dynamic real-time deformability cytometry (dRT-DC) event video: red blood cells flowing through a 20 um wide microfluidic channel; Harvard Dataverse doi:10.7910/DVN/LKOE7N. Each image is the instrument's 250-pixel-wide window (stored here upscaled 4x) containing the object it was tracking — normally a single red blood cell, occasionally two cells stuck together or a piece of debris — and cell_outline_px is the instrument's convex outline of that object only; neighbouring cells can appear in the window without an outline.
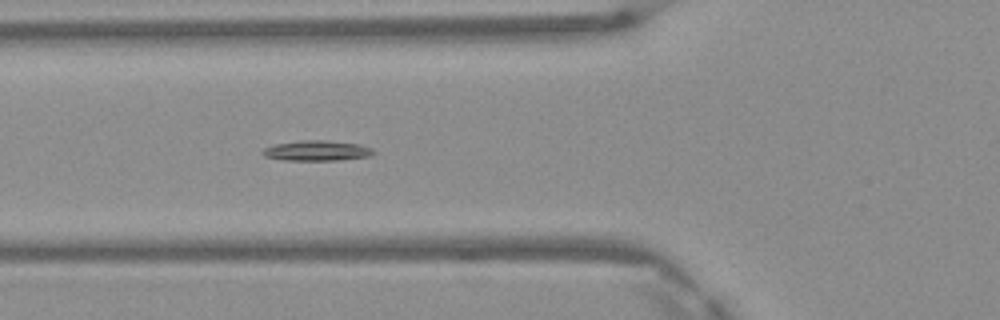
{"species": "Egyptian fruit bat (a non-hibernating species)", "species_latin": "Rousettus aegyptiacus", "temperature_condition": "warm", "stored_images_in_passage": 5, "camera_frame_rate_fps": 3000, "um_per_image_px": 0.085, "frame": {"image": 1, "passage_image": 5, "time_ms": 1.333, "image_size_px": [1000, 320], "cell_outline_px": [[376, 152], [372, 156], [340, 160], [284, 160], [264, 156], [260, 152], [264, 148], [276, 144], [300, 140], [328, 140], [360, 144], [372, 148]], "centroid_in_image_um": [26.97, 12.8], "position_along_channel_um": 98.8, "area_um2": 13.24}}